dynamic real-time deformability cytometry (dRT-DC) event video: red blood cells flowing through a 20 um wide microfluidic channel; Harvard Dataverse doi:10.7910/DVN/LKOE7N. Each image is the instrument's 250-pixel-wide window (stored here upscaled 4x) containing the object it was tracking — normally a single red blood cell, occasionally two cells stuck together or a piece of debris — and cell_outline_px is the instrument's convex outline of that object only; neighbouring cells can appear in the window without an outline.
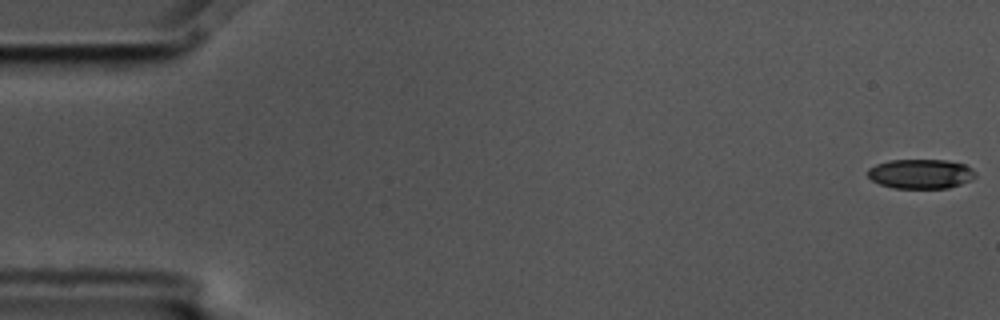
{"species": "common noctule bat (a hibernating species)", "species_latin": "Nyctalus noctula", "temperature_condition": "cold", "stored_images_in_passage": 4, "camera_frame_rate_fps": 3000, "um_per_image_px": 0.085, "animal": {"sex": "male", "body_mass_g": 17.5, "forearm_length_mm": 52.3}, "frame": {"image": 1, "passage_image": 1, "time_ms": 0.0, "image_size_px": [1000, 320], "cell_outline_px": [[976, 176], [972, 180], [948, 188], [892, 188], [880, 184], [872, 180], [868, 176], [868, 168], [876, 164], [888, 160], [948, 160], [964, 164], [972, 168], [976, 172]], "centroid_in_image_um": [78.27, 14.77], "position_along_channel_um": 6.7, "area_um2": 18.67}}